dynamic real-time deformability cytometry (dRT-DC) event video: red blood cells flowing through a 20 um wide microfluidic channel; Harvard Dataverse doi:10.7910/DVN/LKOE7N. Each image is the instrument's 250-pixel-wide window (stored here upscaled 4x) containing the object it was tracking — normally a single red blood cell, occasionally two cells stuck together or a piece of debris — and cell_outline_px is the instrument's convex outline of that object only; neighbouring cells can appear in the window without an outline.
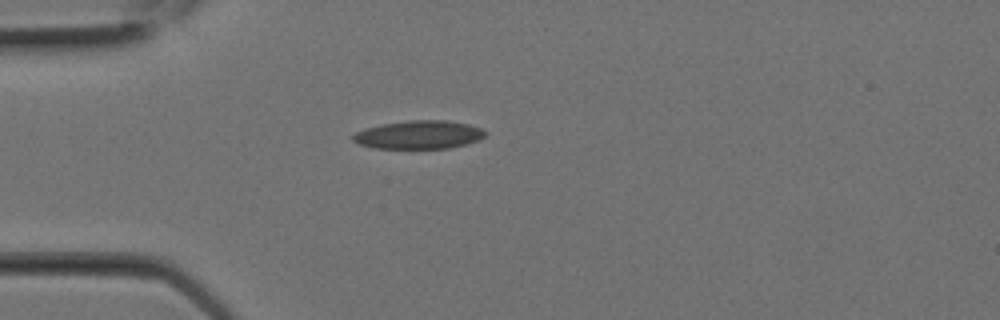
{"species": "Egyptian fruit bat (a non-hibernating species)", "species_latin": "Rousettus aegyptiacus", "temperature_condition": "room temperature", "stored_images_in_passage": 1, "camera_frame_rate_fps": 3000, "um_per_image_px": 0.085, "animal": {"sex": "female"}, "frame": {"image": 1, "passage_image": 1, "time_ms": 0.0, "image_size_px": [1000, 320], "cell_outline_px": [[488, 132], [484, 136], [476, 140], [464, 144], [448, 148], [372, 148], [360, 144], [352, 140], [352, 136], [356, 132], [364, 128], [380, 124], [408, 120], [448, 120], [468, 124], [480, 128]], "centroid_in_image_um": [35.57, 11.44], "position_along_channel_um": 49.4, "area_um2": 21.79}}